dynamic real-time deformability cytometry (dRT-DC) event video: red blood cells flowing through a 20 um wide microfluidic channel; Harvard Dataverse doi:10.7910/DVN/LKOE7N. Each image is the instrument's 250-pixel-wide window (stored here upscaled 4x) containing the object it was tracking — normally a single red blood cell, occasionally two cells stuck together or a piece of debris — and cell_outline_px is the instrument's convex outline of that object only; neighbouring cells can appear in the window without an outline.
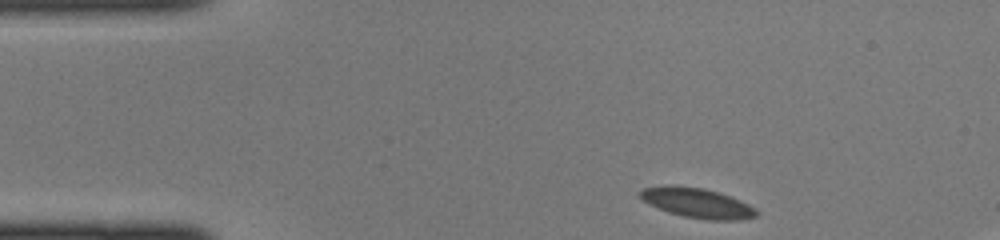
{"species": "common noctule bat (a hibernating species)", "species_latin": "Nyctalus noctula", "temperature_condition": "cold", "stored_images_in_passage": 41, "segment_of_instrument_passage": [1, 2], "camera_frame_rate_fps": 3000, "um_per_image_px": 0.085, "animal": {"sex": "female", "body_mass_g": 22.0, "forearm_length_mm": 56.7}, "frame": {"image": 1, "passage_image": 1, "time_ms": 0.0, "image_size_px": [1000, 240], "cell_outline_px": [[756, 216], [732, 220], [708, 220], [684, 216], [668, 212], [644, 200], [640, 196], [640, 192], [644, 188], [700, 188], [716, 192], [728, 196], [748, 204], [756, 208]], "centroid_in_image_um": [59.34, 17.3], "position_along_channel_um": 25.7, "area_um2": 18.79}}
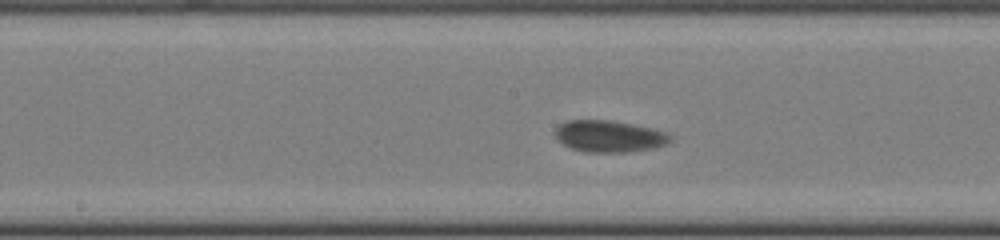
{"frame": {"image": 2, "passage_image": 17, "time_ms": 5.333, "image_size_px": [1000, 240], "cell_outline_px": [[672, 136], [664, 144], [652, 148], [624, 152], [584, 152], [572, 148], [564, 144], [556, 136], [556, 128], [560, 124], [568, 120], [604, 120], [628, 124], [648, 128], [664, 132]], "centroid_in_image_um": [51.72, 11.59], "position_along_channel_um": 196.5, "area_um2": 20.52}}
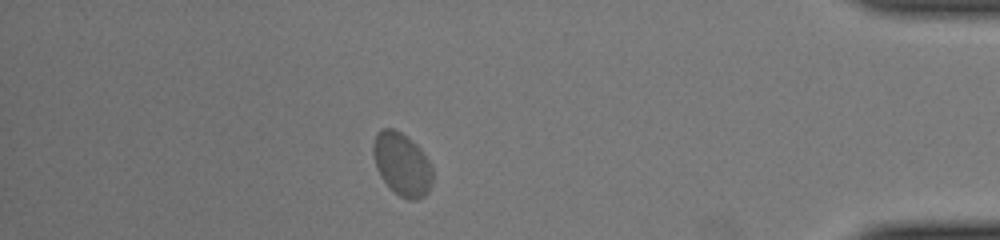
{"frame": {"image": 3, "passage_image": 34, "time_ms": 11.0, "image_size_px": [1000, 240], "cell_outline_px": [[432, 184], [428, 192], [424, 196], [416, 200], [408, 200], [400, 196], [380, 176], [372, 152], [372, 144], [380, 128], [392, 128], [400, 132], [416, 144], [420, 148], [428, 160], [432, 168]], "centroid_in_image_um": [34.17, 13.96], "position_along_channel_um": 401.0, "area_um2": 21.56}}